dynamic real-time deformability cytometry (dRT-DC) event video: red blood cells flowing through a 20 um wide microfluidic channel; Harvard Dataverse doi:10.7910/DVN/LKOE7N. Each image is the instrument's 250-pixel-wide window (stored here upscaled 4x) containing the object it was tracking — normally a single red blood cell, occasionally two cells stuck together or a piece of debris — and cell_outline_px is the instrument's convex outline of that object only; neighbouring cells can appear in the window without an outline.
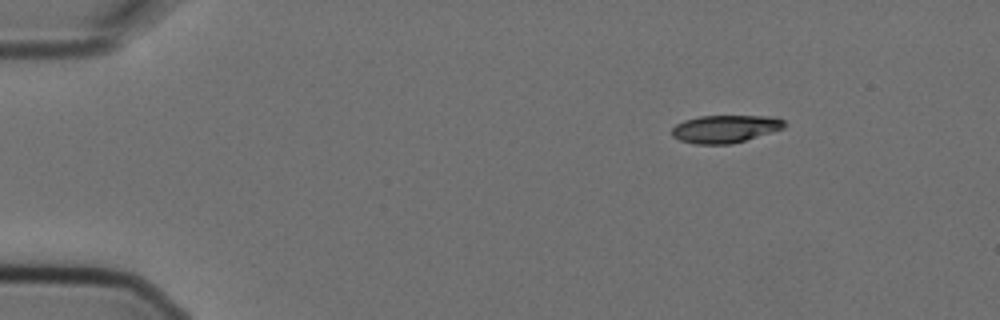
{"species": "Egyptian fruit bat (a non-hibernating species)", "species_latin": "Rousettus aegyptiacus", "temperature_condition": "cold", "stored_images_in_passage": 7, "camera_frame_rate_fps": 3000, "um_per_image_px": 0.085, "animal": {"sex": "female"}, "frame": {"image": 1, "passage_image": 1, "time_ms": 0.0, "image_size_px": [1000, 320], "cell_outline_px": [[784, 128], [772, 132], [732, 144], [696, 144], [680, 140], [672, 136], [672, 128], [676, 124], [684, 120], [700, 116], [772, 116], [784, 120]], "centroid_in_image_um": [61.63, 10.95], "position_along_channel_um": 23.4, "area_um2": 18.09}}
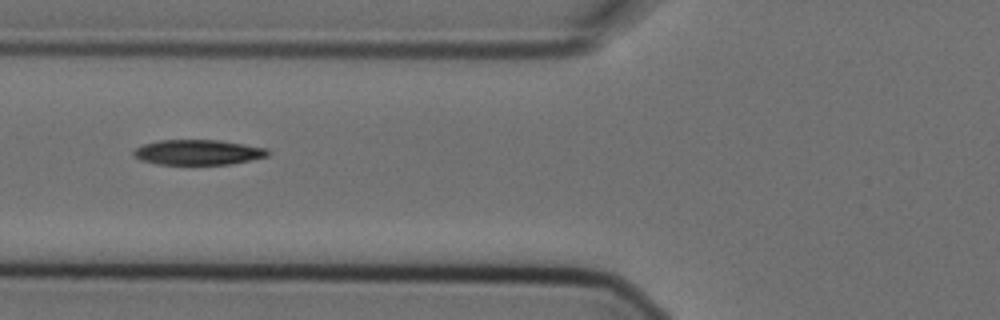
{"frame": {"image": 2, "passage_image": 5, "time_ms": 1.333, "image_size_px": [1000, 320], "cell_outline_px": [[272, 152], [268, 156], [228, 164], [156, 164], [140, 160], [132, 152], [136, 148], [144, 144], [160, 140], [220, 140], [268, 148]], "centroid_in_image_um": [16.86, 12.94], "position_along_channel_um": 108.9, "area_um2": 19.59}}
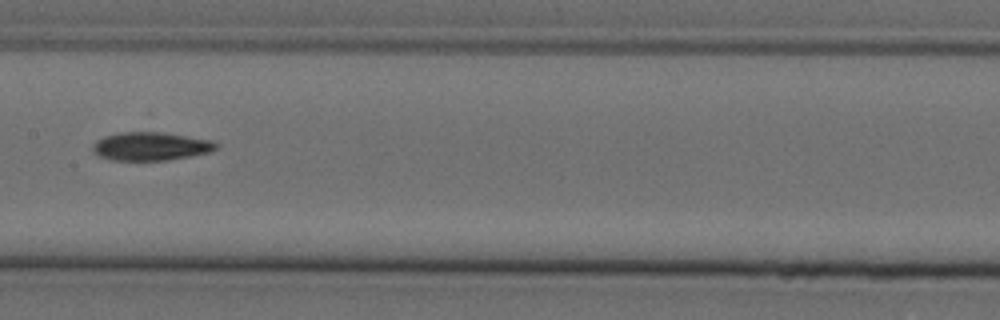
{"frame": {"image": 3, "passage_image": 7, "time_ms": 2.0, "image_size_px": [1000, 320], "cell_outline_px": [[220, 144], [212, 152], [192, 156], [168, 160], [112, 160], [100, 156], [92, 152], [92, 144], [96, 140], [104, 136], [120, 132], [164, 132], [212, 140]], "centroid_in_image_um": [12.83, 12.43], "position_along_channel_um": 194.6, "area_um2": 20.63}}